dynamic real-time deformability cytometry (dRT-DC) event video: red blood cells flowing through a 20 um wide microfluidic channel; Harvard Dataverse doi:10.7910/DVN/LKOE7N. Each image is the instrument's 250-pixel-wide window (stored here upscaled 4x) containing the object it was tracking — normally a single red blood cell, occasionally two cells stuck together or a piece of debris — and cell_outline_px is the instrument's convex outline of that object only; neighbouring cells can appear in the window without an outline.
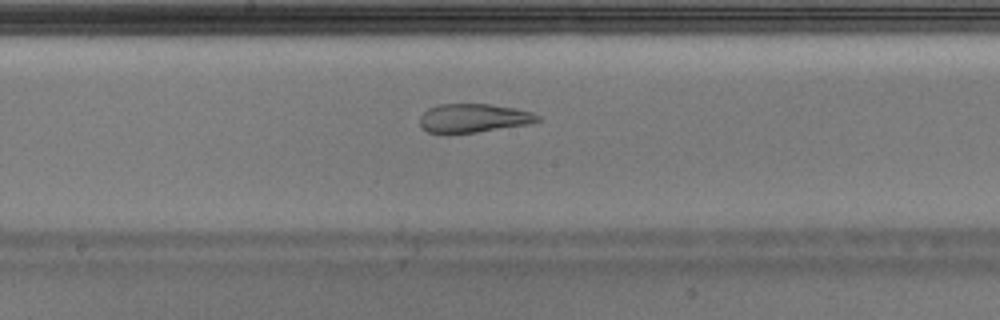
{"species": "Egyptian fruit bat (a non-hibernating species)", "species_latin": "Rousettus aegyptiacus", "temperature_condition": "warm", "stored_images_in_passage": 35, "camera_frame_rate_fps": 3000, "um_per_image_px": 0.085, "animal": {"sex": "male"}, "frame": {"image": 1, "passage_image": 12, "time_ms": 3.667, "image_size_px": [1000, 320], "cell_outline_px": [[540, 120], [528, 124], [476, 132], [428, 132], [420, 124], [420, 116], [428, 108], [440, 104], [492, 104], [516, 108], [532, 112], [540, 116]], "centroid_in_image_um": [40.28, 10.01], "position_along_channel_um": 207.9, "area_um2": 19.42}}
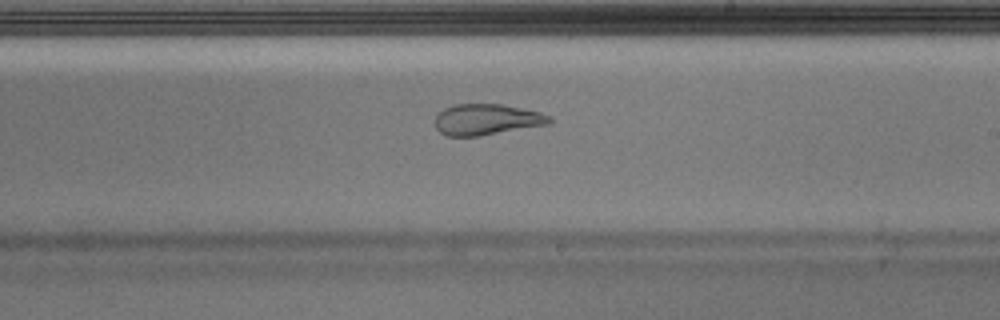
{"frame": {"image": 2, "passage_image": 15, "time_ms": 4.667, "image_size_px": [1000, 320], "cell_outline_px": [[552, 120], [548, 124], [480, 136], [448, 136], [440, 132], [436, 128], [436, 116], [444, 108], [452, 104], [500, 104], [540, 112], [552, 116]], "centroid_in_image_um": [41.36, 10.15], "position_along_channel_um": 247.6, "area_um2": 20.58}}
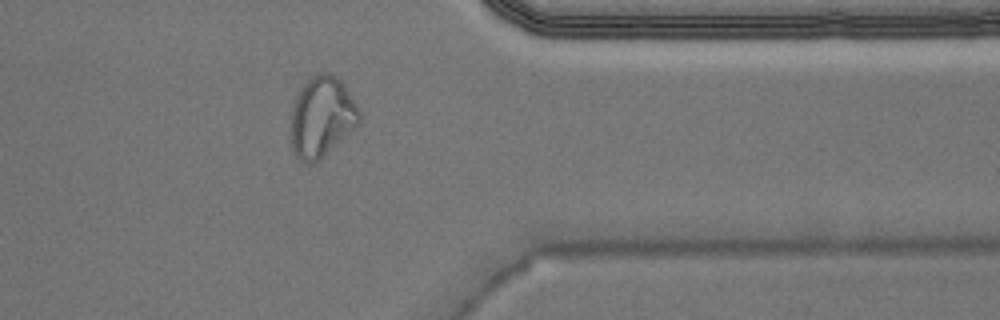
{"frame": {"image": 3, "passage_image": 26, "time_ms": 8.333, "image_size_px": [1000, 320], "cell_outline_px": [[364, 116], [348, 132], [312, 164], [304, 164], [296, 156], [292, 148], [292, 108], [296, 96], [300, 88], [316, 72], [328, 72], [336, 76], [344, 84]], "centroid_in_image_um": [27.35, 9.88], "position_along_channel_um": 384.1, "area_um2": 31.5}, "authors_computed_cell_mechanics": {"area_um2": 23.3512, "velocity_mm_per_s": 3.9859, "shape_relaxation_time_tau1_ms": null, "shape_relaxation_time_tau2_ms": 1.6591, "deformation_change_tau1": null, "deformation_change_tau2": 0.0899}}